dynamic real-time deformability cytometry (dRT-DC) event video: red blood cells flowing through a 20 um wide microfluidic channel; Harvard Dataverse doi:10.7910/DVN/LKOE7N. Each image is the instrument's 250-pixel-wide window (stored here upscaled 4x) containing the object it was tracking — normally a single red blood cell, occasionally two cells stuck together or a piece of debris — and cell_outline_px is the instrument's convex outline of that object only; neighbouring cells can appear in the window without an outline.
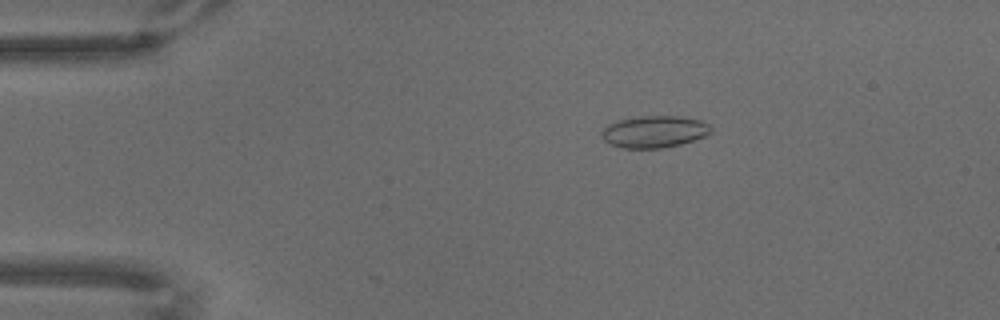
{"species": "common noctule bat (a hibernating species)", "species_latin": "Nyctalus noctula", "temperature_condition": "warm", "stored_images_in_passage": 44, "camera_frame_rate_fps": 3000, "um_per_image_px": 0.085, "animal": {"sex": "male", "body_mass_g": 18.8}, "frame": {"image": 1, "passage_image": 14, "time_ms": 4.333, "image_size_px": [1000, 320], "cell_outline_px": [[712, 132], [704, 136], [680, 144], [660, 148], [624, 148], [612, 144], [604, 140], [600, 136], [600, 132], [608, 124], [620, 120], [640, 116], [680, 116], [700, 120], [708, 124], [712, 128]], "centroid_in_image_um": [55.61, 11.19], "position_along_channel_um": 29.4, "area_um2": 20.17}}
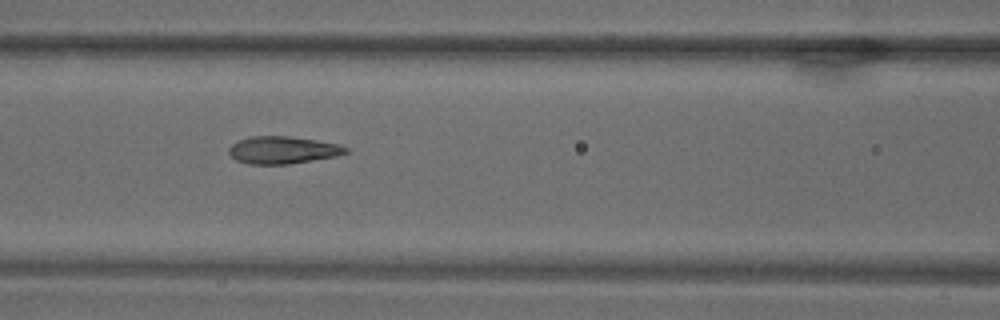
{"frame": {"image": 2, "passage_image": 32, "time_ms": 10.333, "image_size_px": [1000, 320], "cell_outline_px": [[348, 152], [336, 156], [288, 164], [248, 164], [236, 160], [228, 152], [228, 148], [232, 144], [248, 136], [288, 136], [316, 140], [340, 144], [348, 148]], "centroid_in_image_um": [24.02, 12.75], "position_along_channel_um": 142.6, "area_um2": 18.61}}
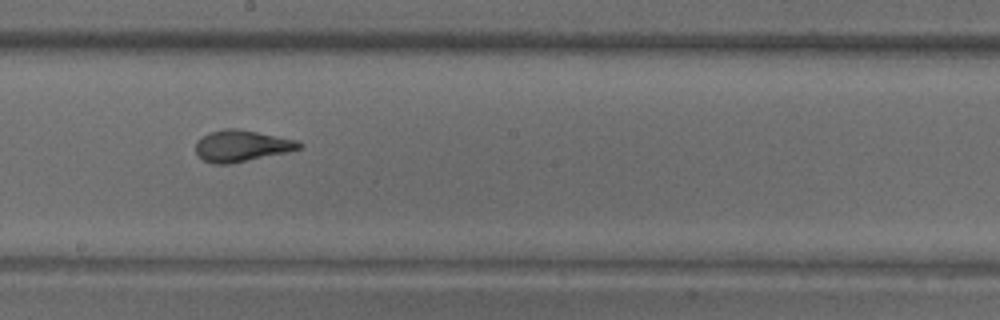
{"frame": {"image": 3, "passage_image": 41, "time_ms": 13.333, "image_size_px": [1000, 320], "cell_outline_px": [[304, 144], [300, 148], [288, 152], [228, 164], [212, 164], [204, 160], [196, 152], [196, 140], [208, 132], [224, 128], [236, 128], [296, 140]], "centroid_in_image_um": [20.51, 12.39], "position_along_channel_um": 227.7, "area_um2": 18.84}}